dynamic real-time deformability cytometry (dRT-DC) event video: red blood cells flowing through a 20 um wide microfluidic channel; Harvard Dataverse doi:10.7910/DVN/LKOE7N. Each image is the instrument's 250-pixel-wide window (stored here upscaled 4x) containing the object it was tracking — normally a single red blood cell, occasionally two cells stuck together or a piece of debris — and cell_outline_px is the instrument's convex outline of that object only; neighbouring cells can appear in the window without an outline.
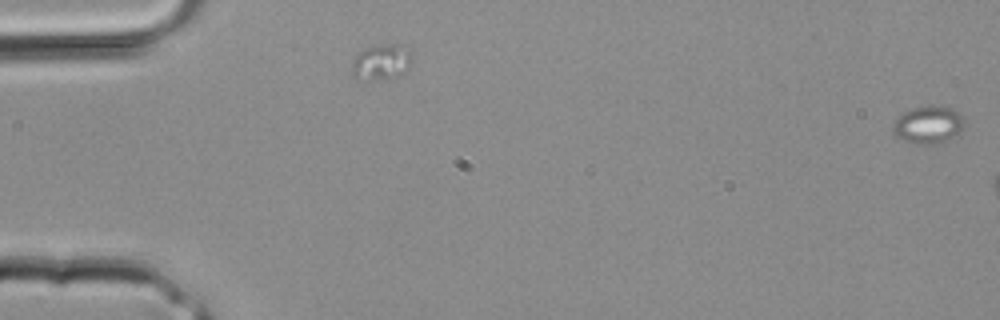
{"species": "common noctule bat (a hibernating species)", "species_latin": "Nyctalus noctula", "temperature_condition": "room temperature", "stored_images_in_passage": 3, "segment_of_instrument_passage": [1, 2], "camera_frame_rate_fps": 3000, "um_per_image_px": 0.085, "animal": {"sex": "male", "body_mass_g": 20.4}, "frame": {"image": 1, "passage_image": 1, "time_ms": 0.0, "image_size_px": [1000, 320], "cell_outline_px": [[964, 128], [952, 136], [932, 144], [920, 144], [904, 140], [892, 128], [892, 124], [904, 112], [912, 108], [932, 104], [952, 108], [960, 112], [964, 120]], "centroid_in_image_um": [78.94, 10.55], "position_along_channel_um": 6.1, "area_um2": 15.26}}